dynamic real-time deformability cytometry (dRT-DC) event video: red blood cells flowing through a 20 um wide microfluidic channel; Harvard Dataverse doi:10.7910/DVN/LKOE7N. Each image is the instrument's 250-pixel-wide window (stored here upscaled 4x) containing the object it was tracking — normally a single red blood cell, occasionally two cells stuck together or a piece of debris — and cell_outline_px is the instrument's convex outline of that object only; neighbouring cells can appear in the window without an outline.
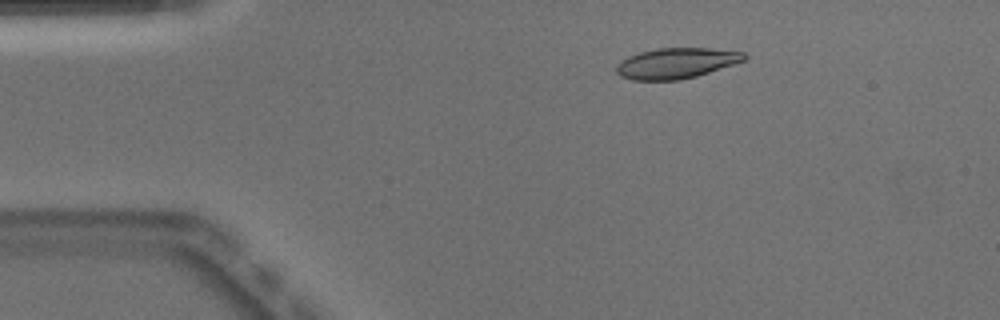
{"species": "Egyptian fruit bat (a non-hibernating species)", "species_latin": "Rousettus aegyptiacus", "temperature_condition": "warm", "stored_images_in_passage": 44, "camera_frame_rate_fps": 3000, "um_per_image_px": 0.085, "animal": {"sex": "male"}, "frame": {"image": 1, "passage_image": 3, "time_ms": 0.667, "image_size_px": [1000, 320], "cell_outline_px": [[748, 56], [744, 60], [696, 76], [680, 80], [632, 80], [620, 76], [616, 72], [616, 68], [620, 60], [628, 56], [640, 52], [656, 48], [708, 48], [744, 52]], "centroid_in_image_um": [57.44, 5.37], "position_along_channel_um": 27.6, "area_um2": 22.66}}
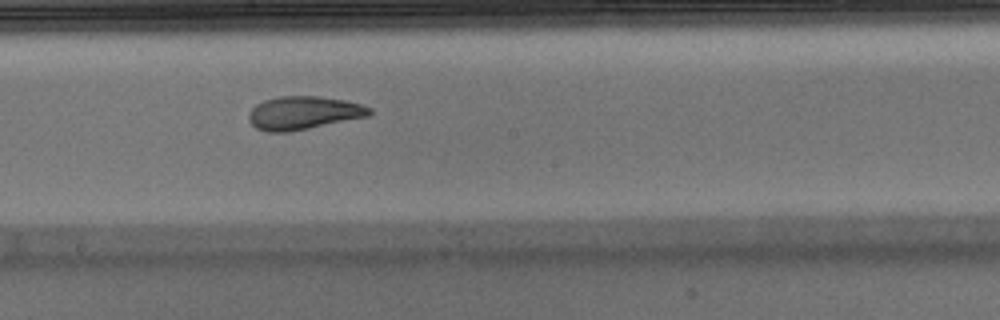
{"frame": {"image": 2, "passage_image": 22, "time_ms": 7.0, "image_size_px": [1000, 320], "cell_outline_px": [[372, 112], [368, 116], [288, 132], [268, 132], [256, 128], [248, 120], [248, 112], [256, 104], [264, 100], [276, 96], [320, 96], [344, 100], [360, 104], [372, 108]], "centroid_in_image_um": [25.76, 9.58], "position_along_channel_um": 222.4, "area_um2": 23.35}}
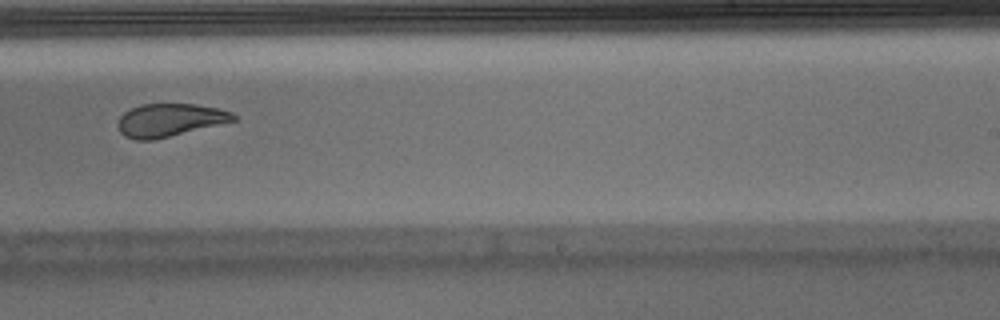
{"frame": {"image": 3, "passage_image": 26, "time_ms": 8.333, "image_size_px": [1000, 320], "cell_outline_px": [[236, 120], [152, 140], [136, 140], [124, 136], [120, 132], [116, 124], [120, 116], [124, 112], [140, 104], [196, 104], [220, 108], [232, 112], [236, 116]], "centroid_in_image_um": [14.39, 10.19], "position_along_channel_um": 274.6, "area_um2": 22.08}, "authors_computed_cell_mechanics": {"area_um2": 23.5246, "velocity_mm_per_s": 3.9228, "shape_relaxation_time_tau1_ms": 8.0857, "shape_relaxation_time_tau2_ms": 1.6917, "deformation_change_tau1": 0.2284, "deformation_change_tau2": 0.0827}}